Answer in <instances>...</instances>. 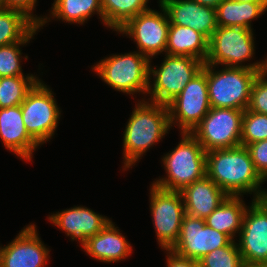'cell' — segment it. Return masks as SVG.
<instances>
[{
  "mask_svg": "<svg viewBox=\"0 0 267 267\" xmlns=\"http://www.w3.org/2000/svg\"><path fill=\"white\" fill-rule=\"evenodd\" d=\"M206 175L228 196L249 193L254 194L253 200L264 197L266 189L261 190L260 185L265 181L255 170L245 146L207 151Z\"/></svg>",
  "mask_w": 267,
  "mask_h": 267,
  "instance_id": "cell-1",
  "label": "cell"
},
{
  "mask_svg": "<svg viewBox=\"0 0 267 267\" xmlns=\"http://www.w3.org/2000/svg\"><path fill=\"white\" fill-rule=\"evenodd\" d=\"M168 106L146 100L135 105L123 137L124 169L131 166L170 130Z\"/></svg>",
  "mask_w": 267,
  "mask_h": 267,
  "instance_id": "cell-2",
  "label": "cell"
},
{
  "mask_svg": "<svg viewBox=\"0 0 267 267\" xmlns=\"http://www.w3.org/2000/svg\"><path fill=\"white\" fill-rule=\"evenodd\" d=\"M181 136L177 147L163 156L167 176L153 181L158 188L181 191L206 176V151L191 133L182 132Z\"/></svg>",
  "mask_w": 267,
  "mask_h": 267,
  "instance_id": "cell-3",
  "label": "cell"
},
{
  "mask_svg": "<svg viewBox=\"0 0 267 267\" xmlns=\"http://www.w3.org/2000/svg\"><path fill=\"white\" fill-rule=\"evenodd\" d=\"M215 68L207 63L202 68L207 74L211 107L246 110L258 71L246 67H223L219 71Z\"/></svg>",
  "mask_w": 267,
  "mask_h": 267,
  "instance_id": "cell-4",
  "label": "cell"
},
{
  "mask_svg": "<svg viewBox=\"0 0 267 267\" xmlns=\"http://www.w3.org/2000/svg\"><path fill=\"white\" fill-rule=\"evenodd\" d=\"M150 59L137 51L113 54L93 66L97 75L113 89L133 95L148 92Z\"/></svg>",
  "mask_w": 267,
  "mask_h": 267,
  "instance_id": "cell-5",
  "label": "cell"
},
{
  "mask_svg": "<svg viewBox=\"0 0 267 267\" xmlns=\"http://www.w3.org/2000/svg\"><path fill=\"white\" fill-rule=\"evenodd\" d=\"M160 67L155 68L149 62V84L147 94L151 102L168 105L203 68L204 62L189 56L165 54ZM153 67V68H152ZM152 75V76H151Z\"/></svg>",
  "mask_w": 267,
  "mask_h": 267,
  "instance_id": "cell-6",
  "label": "cell"
},
{
  "mask_svg": "<svg viewBox=\"0 0 267 267\" xmlns=\"http://www.w3.org/2000/svg\"><path fill=\"white\" fill-rule=\"evenodd\" d=\"M253 35V29L218 26L208 41L205 63L215 66L220 64L225 67H246L259 71L261 62L248 65L242 63L254 57Z\"/></svg>",
  "mask_w": 267,
  "mask_h": 267,
  "instance_id": "cell-7",
  "label": "cell"
},
{
  "mask_svg": "<svg viewBox=\"0 0 267 267\" xmlns=\"http://www.w3.org/2000/svg\"><path fill=\"white\" fill-rule=\"evenodd\" d=\"M50 87L39 80L21 103L23 123L29 135L40 145L52 138L61 111Z\"/></svg>",
  "mask_w": 267,
  "mask_h": 267,
  "instance_id": "cell-8",
  "label": "cell"
},
{
  "mask_svg": "<svg viewBox=\"0 0 267 267\" xmlns=\"http://www.w3.org/2000/svg\"><path fill=\"white\" fill-rule=\"evenodd\" d=\"M243 113L244 110L211 107L191 134L206 152L241 146Z\"/></svg>",
  "mask_w": 267,
  "mask_h": 267,
  "instance_id": "cell-9",
  "label": "cell"
},
{
  "mask_svg": "<svg viewBox=\"0 0 267 267\" xmlns=\"http://www.w3.org/2000/svg\"><path fill=\"white\" fill-rule=\"evenodd\" d=\"M150 211L158 244L170 250L177 242L185 215L180 191H169L153 185L150 189Z\"/></svg>",
  "mask_w": 267,
  "mask_h": 267,
  "instance_id": "cell-10",
  "label": "cell"
},
{
  "mask_svg": "<svg viewBox=\"0 0 267 267\" xmlns=\"http://www.w3.org/2000/svg\"><path fill=\"white\" fill-rule=\"evenodd\" d=\"M167 106L171 127L176 123L181 133H191L211 108L206 72L195 75Z\"/></svg>",
  "mask_w": 267,
  "mask_h": 267,
  "instance_id": "cell-11",
  "label": "cell"
},
{
  "mask_svg": "<svg viewBox=\"0 0 267 267\" xmlns=\"http://www.w3.org/2000/svg\"><path fill=\"white\" fill-rule=\"evenodd\" d=\"M162 12L148 9L132 18L118 33L129 35L137 44L138 52L149 59L165 53L170 27L165 8L159 4Z\"/></svg>",
  "mask_w": 267,
  "mask_h": 267,
  "instance_id": "cell-12",
  "label": "cell"
},
{
  "mask_svg": "<svg viewBox=\"0 0 267 267\" xmlns=\"http://www.w3.org/2000/svg\"><path fill=\"white\" fill-rule=\"evenodd\" d=\"M238 248L244 265L267 264V202L253 200L247 206L239 233Z\"/></svg>",
  "mask_w": 267,
  "mask_h": 267,
  "instance_id": "cell-13",
  "label": "cell"
},
{
  "mask_svg": "<svg viewBox=\"0 0 267 267\" xmlns=\"http://www.w3.org/2000/svg\"><path fill=\"white\" fill-rule=\"evenodd\" d=\"M231 241L226 234L208 226L205 219L185 214L177 242L170 250L181 257L199 261L209 252L225 247Z\"/></svg>",
  "mask_w": 267,
  "mask_h": 267,
  "instance_id": "cell-14",
  "label": "cell"
},
{
  "mask_svg": "<svg viewBox=\"0 0 267 267\" xmlns=\"http://www.w3.org/2000/svg\"><path fill=\"white\" fill-rule=\"evenodd\" d=\"M38 235L35 224L24 227L13 241L2 247V267H44L50 251Z\"/></svg>",
  "mask_w": 267,
  "mask_h": 267,
  "instance_id": "cell-15",
  "label": "cell"
},
{
  "mask_svg": "<svg viewBox=\"0 0 267 267\" xmlns=\"http://www.w3.org/2000/svg\"><path fill=\"white\" fill-rule=\"evenodd\" d=\"M53 225L59 227L71 237V240H78L82 247L87 239L99 233L111 220L97 214L93 210L74 206L61 212H56L47 217Z\"/></svg>",
  "mask_w": 267,
  "mask_h": 267,
  "instance_id": "cell-16",
  "label": "cell"
},
{
  "mask_svg": "<svg viewBox=\"0 0 267 267\" xmlns=\"http://www.w3.org/2000/svg\"><path fill=\"white\" fill-rule=\"evenodd\" d=\"M166 10L170 25L189 26L208 40L218 28L216 9L192 0H164L160 3Z\"/></svg>",
  "mask_w": 267,
  "mask_h": 267,
  "instance_id": "cell-17",
  "label": "cell"
},
{
  "mask_svg": "<svg viewBox=\"0 0 267 267\" xmlns=\"http://www.w3.org/2000/svg\"><path fill=\"white\" fill-rule=\"evenodd\" d=\"M0 138L10 152L26 161L32 160L33 152L39 146L26 130L21 105L0 108Z\"/></svg>",
  "mask_w": 267,
  "mask_h": 267,
  "instance_id": "cell-18",
  "label": "cell"
},
{
  "mask_svg": "<svg viewBox=\"0 0 267 267\" xmlns=\"http://www.w3.org/2000/svg\"><path fill=\"white\" fill-rule=\"evenodd\" d=\"M180 193L185 214L203 219L207 218L228 197L207 175L184 187Z\"/></svg>",
  "mask_w": 267,
  "mask_h": 267,
  "instance_id": "cell-19",
  "label": "cell"
},
{
  "mask_svg": "<svg viewBox=\"0 0 267 267\" xmlns=\"http://www.w3.org/2000/svg\"><path fill=\"white\" fill-rule=\"evenodd\" d=\"M110 221L99 233L87 239L82 247L92 258L105 263L119 262L132 253V246Z\"/></svg>",
  "mask_w": 267,
  "mask_h": 267,
  "instance_id": "cell-20",
  "label": "cell"
},
{
  "mask_svg": "<svg viewBox=\"0 0 267 267\" xmlns=\"http://www.w3.org/2000/svg\"><path fill=\"white\" fill-rule=\"evenodd\" d=\"M208 39L189 26L170 25L166 54L189 56L205 63L208 54Z\"/></svg>",
  "mask_w": 267,
  "mask_h": 267,
  "instance_id": "cell-21",
  "label": "cell"
},
{
  "mask_svg": "<svg viewBox=\"0 0 267 267\" xmlns=\"http://www.w3.org/2000/svg\"><path fill=\"white\" fill-rule=\"evenodd\" d=\"M267 2H238L223 0L216 7L217 25L219 27L251 28V22L264 14Z\"/></svg>",
  "mask_w": 267,
  "mask_h": 267,
  "instance_id": "cell-22",
  "label": "cell"
},
{
  "mask_svg": "<svg viewBox=\"0 0 267 267\" xmlns=\"http://www.w3.org/2000/svg\"><path fill=\"white\" fill-rule=\"evenodd\" d=\"M246 205L240 196H228L207 218L205 222L211 228L226 234L235 240L240 233Z\"/></svg>",
  "mask_w": 267,
  "mask_h": 267,
  "instance_id": "cell-23",
  "label": "cell"
},
{
  "mask_svg": "<svg viewBox=\"0 0 267 267\" xmlns=\"http://www.w3.org/2000/svg\"><path fill=\"white\" fill-rule=\"evenodd\" d=\"M149 0H101L103 23L118 32L132 18L147 11Z\"/></svg>",
  "mask_w": 267,
  "mask_h": 267,
  "instance_id": "cell-24",
  "label": "cell"
},
{
  "mask_svg": "<svg viewBox=\"0 0 267 267\" xmlns=\"http://www.w3.org/2000/svg\"><path fill=\"white\" fill-rule=\"evenodd\" d=\"M50 12L54 19L80 25L97 13L103 23L101 0H54Z\"/></svg>",
  "mask_w": 267,
  "mask_h": 267,
  "instance_id": "cell-25",
  "label": "cell"
},
{
  "mask_svg": "<svg viewBox=\"0 0 267 267\" xmlns=\"http://www.w3.org/2000/svg\"><path fill=\"white\" fill-rule=\"evenodd\" d=\"M36 26L21 11L0 9V46L22 41Z\"/></svg>",
  "mask_w": 267,
  "mask_h": 267,
  "instance_id": "cell-26",
  "label": "cell"
},
{
  "mask_svg": "<svg viewBox=\"0 0 267 267\" xmlns=\"http://www.w3.org/2000/svg\"><path fill=\"white\" fill-rule=\"evenodd\" d=\"M39 80L32 74L0 77V108L21 105L27 93Z\"/></svg>",
  "mask_w": 267,
  "mask_h": 267,
  "instance_id": "cell-27",
  "label": "cell"
},
{
  "mask_svg": "<svg viewBox=\"0 0 267 267\" xmlns=\"http://www.w3.org/2000/svg\"><path fill=\"white\" fill-rule=\"evenodd\" d=\"M36 26L22 41L9 45L0 46V77H12L23 75L21 59L22 53L19 46H24L39 31Z\"/></svg>",
  "mask_w": 267,
  "mask_h": 267,
  "instance_id": "cell-28",
  "label": "cell"
},
{
  "mask_svg": "<svg viewBox=\"0 0 267 267\" xmlns=\"http://www.w3.org/2000/svg\"><path fill=\"white\" fill-rule=\"evenodd\" d=\"M199 267H244V263L235 240L227 246L215 249L198 261Z\"/></svg>",
  "mask_w": 267,
  "mask_h": 267,
  "instance_id": "cell-29",
  "label": "cell"
},
{
  "mask_svg": "<svg viewBox=\"0 0 267 267\" xmlns=\"http://www.w3.org/2000/svg\"><path fill=\"white\" fill-rule=\"evenodd\" d=\"M267 139V115L244 110L241 127V146Z\"/></svg>",
  "mask_w": 267,
  "mask_h": 267,
  "instance_id": "cell-30",
  "label": "cell"
},
{
  "mask_svg": "<svg viewBox=\"0 0 267 267\" xmlns=\"http://www.w3.org/2000/svg\"><path fill=\"white\" fill-rule=\"evenodd\" d=\"M248 110L267 115V79L259 74L255 78L250 95Z\"/></svg>",
  "mask_w": 267,
  "mask_h": 267,
  "instance_id": "cell-31",
  "label": "cell"
},
{
  "mask_svg": "<svg viewBox=\"0 0 267 267\" xmlns=\"http://www.w3.org/2000/svg\"><path fill=\"white\" fill-rule=\"evenodd\" d=\"M257 173L267 180V139L251 143L246 146Z\"/></svg>",
  "mask_w": 267,
  "mask_h": 267,
  "instance_id": "cell-32",
  "label": "cell"
},
{
  "mask_svg": "<svg viewBox=\"0 0 267 267\" xmlns=\"http://www.w3.org/2000/svg\"><path fill=\"white\" fill-rule=\"evenodd\" d=\"M37 0H6L5 1V8L6 9H12V10H18L23 12L28 18H30L37 26L42 27L44 26L47 22L48 19L50 20L51 17H38L35 14L32 13L34 7L36 6Z\"/></svg>",
  "mask_w": 267,
  "mask_h": 267,
  "instance_id": "cell-33",
  "label": "cell"
},
{
  "mask_svg": "<svg viewBox=\"0 0 267 267\" xmlns=\"http://www.w3.org/2000/svg\"><path fill=\"white\" fill-rule=\"evenodd\" d=\"M167 251V267H199L198 261L181 257L172 250Z\"/></svg>",
  "mask_w": 267,
  "mask_h": 267,
  "instance_id": "cell-34",
  "label": "cell"
},
{
  "mask_svg": "<svg viewBox=\"0 0 267 267\" xmlns=\"http://www.w3.org/2000/svg\"><path fill=\"white\" fill-rule=\"evenodd\" d=\"M195 1L203 6H208L211 8L216 9V7L223 1V0H192Z\"/></svg>",
  "mask_w": 267,
  "mask_h": 267,
  "instance_id": "cell-35",
  "label": "cell"
},
{
  "mask_svg": "<svg viewBox=\"0 0 267 267\" xmlns=\"http://www.w3.org/2000/svg\"><path fill=\"white\" fill-rule=\"evenodd\" d=\"M261 65L258 71V74L264 78L267 79V58L265 60L260 61Z\"/></svg>",
  "mask_w": 267,
  "mask_h": 267,
  "instance_id": "cell-36",
  "label": "cell"
},
{
  "mask_svg": "<svg viewBox=\"0 0 267 267\" xmlns=\"http://www.w3.org/2000/svg\"><path fill=\"white\" fill-rule=\"evenodd\" d=\"M238 2H267V0H235Z\"/></svg>",
  "mask_w": 267,
  "mask_h": 267,
  "instance_id": "cell-37",
  "label": "cell"
},
{
  "mask_svg": "<svg viewBox=\"0 0 267 267\" xmlns=\"http://www.w3.org/2000/svg\"><path fill=\"white\" fill-rule=\"evenodd\" d=\"M244 267H267V264H259V265H245Z\"/></svg>",
  "mask_w": 267,
  "mask_h": 267,
  "instance_id": "cell-38",
  "label": "cell"
},
{
  "mask_svg": "<svg viewBox=\"0 0 267 267\" xmlns=\"http://www.w3.org/2000/svg\"><path fill=\"white\" fill-rule=\"evenodd\" d=\"M5 1L6 0H0V9H5Z\"/></svg>",
  "mask_w": 267,
  "mask_h": 267,
  "instance_id": "cell-39",
  "label": "cell"
},
{
  "mask_svg": "<svg viewBox=\"0 0 267 267\" xmlns=\"http://www.w3.org/2000/svg\"><path fill=\"white\" fill-rule=\"evenodd\" d=\"M0 267H2V246H0Z\"/></svg>",
  "mask_w": 267,
  "mask_h": 267,
  "instance_id": "cell-40",
  "label": "cell"
},
{
  "mask_svg": "<svg viewBox=\"0 0 267 267\" xmlns=\"http://www.w3.org/2000/svg\"><path fill=\"white\" fill-rule=\"evenodd\" d=\"M263 199L267 202V191H265Z\"/></svg>",
  "mask_w": 267,
  "mask_h": 267,
  "instance_id": "cell-41",
  "label": "cell"
}]
</instances>
